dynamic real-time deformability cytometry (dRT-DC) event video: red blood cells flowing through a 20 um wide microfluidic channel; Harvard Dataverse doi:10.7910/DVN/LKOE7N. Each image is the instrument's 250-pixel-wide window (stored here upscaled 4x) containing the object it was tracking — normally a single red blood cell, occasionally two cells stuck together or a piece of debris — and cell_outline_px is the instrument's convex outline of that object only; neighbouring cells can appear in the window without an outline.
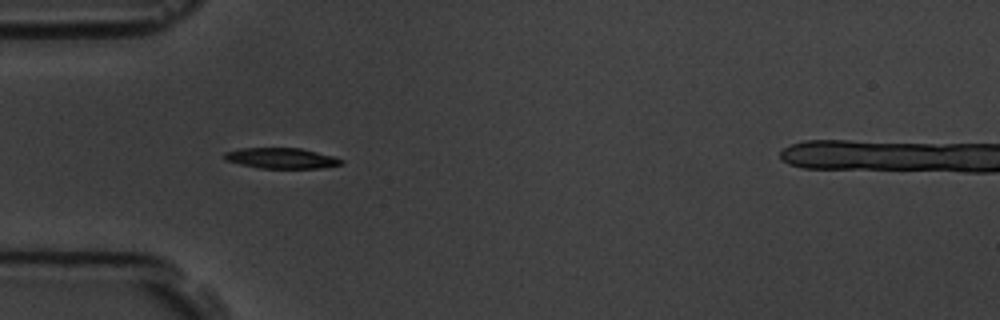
{"species": "common noctule bat (a hibernating species)", "species_latin": "Nyctalus noctula", "temperature_condition": "room temperature", "stored_images_in_passage": 8, "camera_frame_rate_fps": 3000, "um_per_image_px": 0.085, "animal": {"sex": "male", "body_mass_g": 19.5, "forearm_length_mm": 54.6}, "frame": {"image": 1, "passage_image": 4, "time_ms": 4.0, "image_size_px": [1000, 320], "cell_outline_px": [[344, 164], [320, 168], [260, 168], [240, 164], [224, 160], [224, 152], [240, 148], [300, 148], [332, 156], [344, 160]], "centroid_in_image_um": [23.9, 13.45], "position_along_channel_um": 61.1, "area_um2": 13.99}}
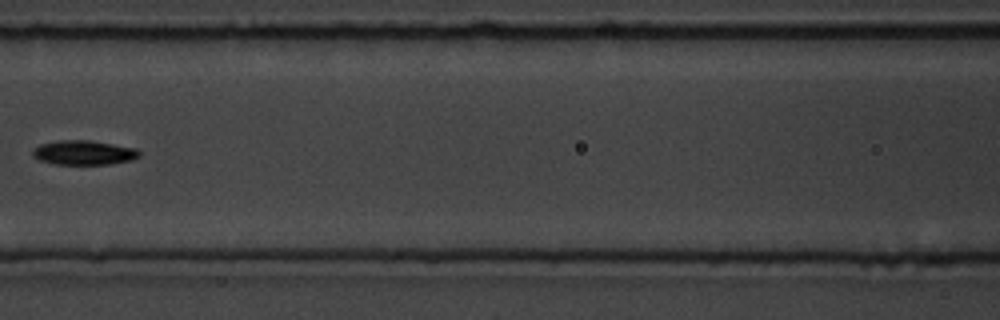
{"frame": {"image": 2, "passage_image": 6, "time_ms": 6.667, "image_size_px": [1000, 320], "cell_outline_px": [[140, 156], [132, 160], [112, 164], [56, 164], [40, 160], [32, 156], [32, 152], [40, 144], [60, 140], [88, 140], [136, 148], [140, 152]], "centroid_in_image_um": [7.14, 12.98], "position_along_channel_um": 159.5, "area_um2": 15.09}}
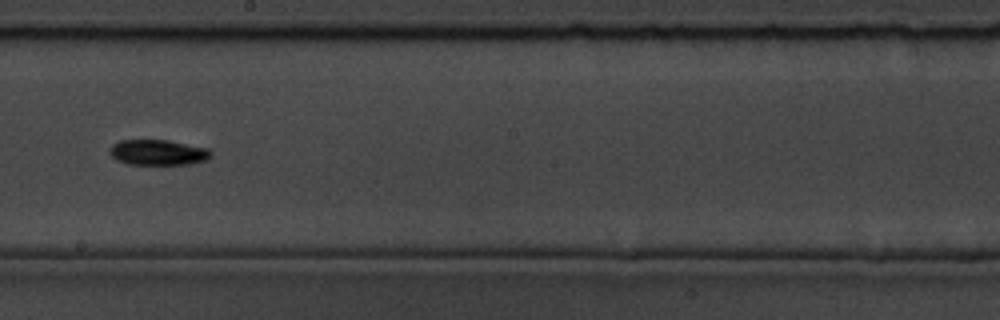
{"frame": {"image": 3, "passage_image": 8, "time_ms": 8.667, "image_size_px": [1000, 320], "cell_outline_px": [[212, 156], [208, 160], [188, 164], [128, 164], [116, 160], [108, 152], [108, 148], [112, 144], [120, 140], [168, 140], [208, 148], [212, 152]], "centroid_in_image_um": [13.42, 12.95], "position_along_channel_um": 234.8, "area_um2": 15.2}}